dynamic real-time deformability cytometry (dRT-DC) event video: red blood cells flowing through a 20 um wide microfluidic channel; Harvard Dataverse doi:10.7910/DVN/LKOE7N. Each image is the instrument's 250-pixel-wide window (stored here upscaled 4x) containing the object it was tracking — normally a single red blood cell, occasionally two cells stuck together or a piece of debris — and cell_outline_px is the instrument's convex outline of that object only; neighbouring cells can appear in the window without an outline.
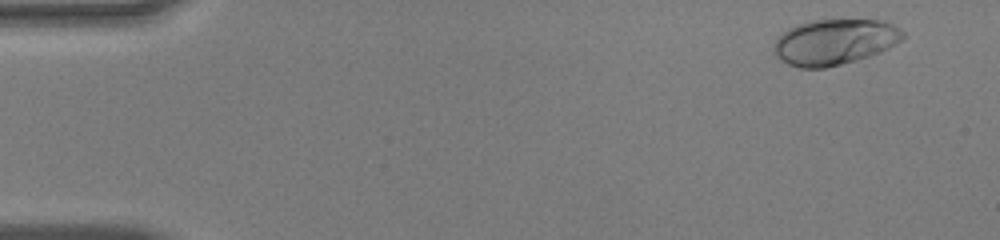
{"species": "human", "species_latin": "Homo sapiens", "temperature_condition": "warm", "stored_images_in_passage": 49, "camera_frame_rate_fps": 3000, "um_per_image_px": 0.085, "donor": {"sex": "male"}, "frame": {"image": 1, "passage_image": 2, "time_ms": 0.333, "image_size_px": [1000, 240], "cell_outline_px": [[904, 36], [900, 40], [888, 48], [880, 52], [856, 60], [824, 68], [800, 68], [788, 64], [780, 60], [772, 52], [772, 48], [776, 36], [788, 28], [796, 24], [812, 20], [884, 20], [900, 28], [904, 32]], "centroid_in_image_um": [70.88, 3.56], "position_along_channel_um": 14.1, "area_um2": 34.56}}
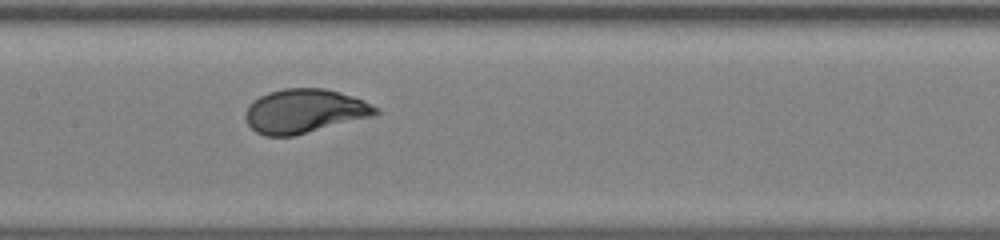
{"frame": {"image": 2, "passage_image": 24, "time_ms": 7.667, "image_size_px": [1000, 240], "cell_outline_px": [[380, 112], [376, 116], [292, 136], [264, 136], [256, 132], [248, 124], [244, 116], [248, 104], [252, 100], [268, 92], [284, 88], [324, 88], [340, 92], [352, 96], [380, 108]], "centroid_in_image_um": [25.88, 9.44], "position_along_channel_um": 181.5, "area_um2": 33.64}}
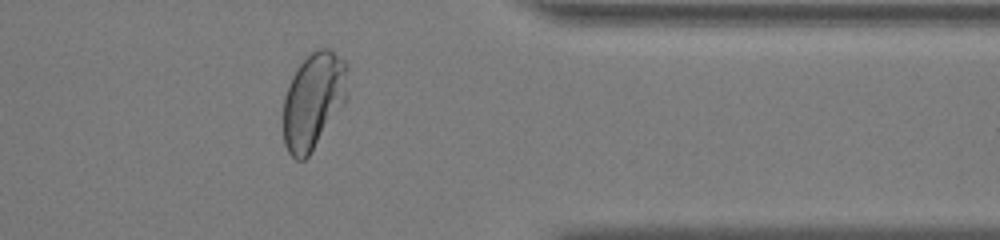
{"frame": {"image": 3, "passage_image": 40, "time_ms": 13.0, "image_size_px": [1000, 240], "cell_outline_px": [[348, 100], [308, 156], [304, 160], [296, 160], [288, 152], [284, 144], [284, 96], [288, 84], [296, 68], [316, 48], [328, 48], [344, 60], [348, 64]], "centroid_in_image_um": [26.67, 8.54], "position_along_channel_um": 384.7, "area_um2": 36.53}, "authors_computed_cell_mechanics": {"area_um2": 33.524, "velocity_mm_per_s": 4.0476, "shape_relaxation_time_tau1_ms": 2.5806, "shape_relaxation_time_tau2_ms": null, "deformation_change_tau1": 0.1747, "deformation_change_tau2": null}}